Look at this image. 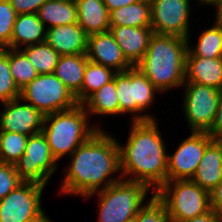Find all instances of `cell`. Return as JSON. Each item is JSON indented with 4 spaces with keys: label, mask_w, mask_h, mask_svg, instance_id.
Wrapping results in <instances>:
<instances>
[{
    "label": "cell",
    "mask_w": 222,
    "mask_h": 222,
    "mask_svg": "<svg viewBox=\"0 0 222 222\" xmlns=\"http://www.w3.org/2000/svg\"><path fill=\"white\" fill-rule=\"evenodd\" d=\"M17 15L8 0H0V46L3 49L10 48L11 35Z\"/></svg>",
    "instance_id": "obj_33"
},
{
    "label": "cell",
    "mask_w": 222,
    "mask_h": 222,
    "mask_svg": "<svg viewBox=\"0 0 222 222\" xmlns=\"http://www.w3.org/2000/svg\"><path fill=\"white\" fill-rule=\"evenodd\" d=\"M207 133L213 138V140L222 137V95L218 105V109L215 115L214 122Z\"/></svg>",
    "instance_id": "obj_36"
},
{
    "label": "cell",
    "mask_w": 222,
    "mask_h": 222,
    "mask_svg": "<svg viewBox=\"0 0 222 222\" xmlns=\"http://www.w3.org/2000/svg\"><path fill=\"white\" fill-rule=\"evenodd\" d=\"M23 182L13 164L0 162V200Z\"/></svg>",
    "instance_id": "obj_34"
},
{
    "label": "cell",
    "mask_w": 222,
    "mask_h": 222,
    "mask_svg": "<svg viewBox=\"0 0 222 222\" xmlns=\"http://www.w3.org/2000/svg\"><path fill=\"white\" fill-rule=\"evenodd\" d=\"M213 24L208 29H202L197 36L194 46L191 43L192 36L188 40V51L186 56H200L205 58H222V18L215 15Z\"/></svg>",
    "instance_id": "obj_22"
},
{
    "label": "cell",
    "mask_w": 222,
    "mask_h": 222,
    "mask_svg": "<svg viewBox=\"0 0 222 222\" xmlns=\"http://www.w3.org/2000/svg\"><path fill=\"white\" fill-rule=\"evenodd\" d=\"M13 165L23 181L44 186L50 183L51 177L60 167L42 132L29 136L24 154Z\"/></svg>",
    "instance_id": "obj_11"
},
{
    "label": "cell",
    "mask_w": 222,
    "mask_h": 222,
    "mask_svg": "<svg viewBox=\"0 0 222 222\" xmlns=\"http://www.w3.org/2000/svg\"><path fill=\"white\" fill-rule=\"evenodd\" d=\"M82 105L88 113L91 121L95 120L96 122L99 120V117L107 118V116H119V102L116 92L115 75L112 81L104 84L101 88L91 94ZM95 116H97V119Z\"/></svg>",
    "instance_id": "obj_23"
},
{
    "label": "cell",
    "mask_w": 222,
    "mask_h": 222,
    "mask_svg": "<svg viewBox=\"0 0 222 222\" xmlns=\"http://www.w3.org/2000/svg\"><path fill=\"white\" fill-rule=\"evenodd\" d=\"M17 14L37 13L46 0H8Z\"/></svg>",
    "instance_id": "obj_35"
},
{
    "label": "cell",
    "mask_w": 222,
    "mask_h": 222,
    "mask_svg": "<svg viewBox=\"0 0 222 222\" xmlns=\"http://www.w3.org/2000/svg\"><path fill=\"white\" fill-rule=\"evenodd\" d=\"M115 73L116 72L109 67L88 60L81 91L75 96L77 102L82 104L91 94L101 88L104 84L112 81Z\"/></svg>",
    "instance_id": "obj_27"
},
{
    "label": "cell",
    "mask_w": 222,
    "mask_h": 222,
    "mask_svg": "<svg viewBox=\"0 0 222 222\" xmlns=\"http://www.w3.org/2000/svg\"><path fill=\"white\" fill-rule=\"evenodd\" d=\"M158 121L130 122L127 141L117 139L122 178L142 183L153 193L167 182L169 147Z\"/></svg>",
    "instance_id": "obj_2"
},
{
    "label": "cell",
    "mask_w": 222,
    "mask_h": 222,
    "mask_svg": "<svg viewBox=\"0 0 222 222\" xmlns=\"http://www.w3.org/2000/svg\"><path fill=\"white\" fill-rule=\"evenodd\" d=\"M105 129L100 123H93L82 104L72 109L45 115L42 134L51 153L60 164L97 131Z\"/></svg>",
    "instance_id": "obj_4"
},
{
    "label": "cell",
    "mask_w": 222,
    "mask_h": 222,
    "mask_svg": "<svg viewBox=\"0 0 222 222\" xmlns=\"http://www.w3.org/2000/svg\"><path fill=\"white\" fill-rule=\"evenodd\" d=\"M46 41V28L37 13L19 14L13 26L11 49H22Z\"/></svg>",
    "instance_id": "obj_21"
},
{
    "label": "cell",
    "mask_w": 222,
    "mask_h": 222,
    "mask_svg": "<svg viewBox=\"0 0 222 222\" xmlns=\"http://www.w3.org/2000/svg\"><path fill=\"white\" fill-rule=\"evenodd\" d=\"M109 18L110 27H151L150 0H138L135 3L116 8L109 12Z\"/></svg>",
    "instance_id": "obj_26"
},
{
    "label": "cell",
    "mask_w": 222,
    "mask_h": 222,
    "mask_svg": "<svg viewBox=\"0 0 222 222\" xmlns=\"http://www.w3.org/2000/svg\"><path fill=\"white\" fill-rule=\"evenodd\" d=\"M86 56L88 60L123 72L133 67L109 31L88 35Z\"/></svg>",
    "instance_id": "obj_15"
},
{
    "label": "cell",
    "mask_w": 222,
    "mask_h": 222,
    "mask_svg": "<svg viewBox=\"0 0 222 222\" xmlns=\"http://www.w3.org/2000/svg\"><path fill=\"white\" fill-rule=\"evenodd\" d=\"M132 222H170V218L163 202L151 194Z\"/></svg>",
    "instance_id": "obj_32"
},
{
    "label": "cell",
    "mask_w": 222,
    "mask_h": 222,
    "mask_svg": "<svg viewBox=\"0 0 222 222\" xmlns=\"http://www.w3.org/2000/svg\"><path fill=\"white\" fill-rule=\"evenodd\" d=\"M0 131L16 132L26 136L41 132L45 115L21 98L2 102Z\"/></svg>",
    "instance_id": "obj_14"
},
{
    "label": "cell",
    "mask_w": 222,
    "mask_h": 222,
    "mask_svg": "<svg viewBox=\"0 0 222 222\" xmlns=\"http://www.w3.org/2000/svg\"><path fill=\"white\" fill-rule=\"evenodd\" d=\"M194 0H150L151 28L155 34L174 35L188 39ZM193 6V8L191 7ZM193 9V10H192ZM191 34V35H190Z\"/></svg>",
    "instance_id": "obj_12"
},
{
    "label": "cell",
    "mask_w": 222,
    "mask_h": 222,
    "mask_svg": "<svg viewBox=\"0 0 222 222\" xmlns=\"http://www.w3.org/2000/svg\"><path fill=\"white\" fill-rule=\"evenodd\" d=\"M29 136L0 131V162L14 164L24 154Z\"/></svg>",
    "instance_id": "obj_30"
},
{
    "label": "cell",
    "mask_w": 222,
    "mask_h": 222,
    "mask_svg": "<svg viewBox=\"0 0 222 222\" xmlns=\"http://www.w3.org/2000/svg\"><path fill=\"white\" fill-rule=\"evenodd\" d=\"M45 186L23 182L0 200V222H52L42 207Z\"/></svg>",
    "instance_id": "obj_10"
},
{
    "label": "cell",
    "mask_w": 222,
    "mask_h": 222,
    "mask_svg": "<svg viewBox=\"0 0 222 222\" xmlns=\"http://www.w3.org/2000/svg\"><path fill=\"white\" fill-rule=\"evenodd\" d=\"M194 3H199L197 4L198 6L200 5L199 7L213 6L212 8H214V11H217L222 6V0H198Z\"/></svg>",
    "instance_id": "obj_40"
},
{
    "label": "cell",
    "mask_w": 222,
    "mask_h": 222,
    "mask_svg": "<svg viewBox=\"0 0 222 222\" xmlns=\"http://www.w3.org/2000/svg\"><path fill=\"white\" fill-rule=\"evenodd\" d=\"M77 23L87 35L109 31V11L103 0H75Z\"/></svg>",
    "instance_id": "obj_20"
},
{
    "label": "cell",
    "mask_w": 222,
    "mask_h": 222,
    "mask_svg": "<svg viewBox=\"0 0 222 222\" xmlns=\"http://www.w3.org/2000/svg\"><path fill=\"white\" fill-rule=\"evenodd\" d=\"M149 193L154 194L146 185L122 178L83 199L90 200L96 196L97 222H127L134 220L140 208L151 197Z\"/></svg>",
    "instance_id": "obj_5"
},
{
    "label": "cell",
    "mask_w": 222,
    "mask_h": 222,
    "mask_svg": "<svg viewBox=\"0 0 222 222\" xmlns=\"http://www.w3.org/2000/svg\"><path fill=\"white\" fill-rule=\"evenodd\" d=\"M20 98L44 115L66 111L79 104L54 73L38 74L20 90Z\"/></svg>",
    "instance_id": "obj_8"
},
{
    "label": "cell",
    "mask_w": 222,
    "mask_h": 222,
    "mask_svg": "<svg viewBox=\"0 0 222 222\" xmlns=\"http://www.w3.org/2000/svg\"><path fill=\"white\" fill-rule=\"evenodd\" d=\"M215 12H214L215 15H217L218 17L222 18V6L217 11H215Z\"/></svg>",
    "instance_id": "obj_41"
},
{
    "label": "cell",
    "mask_w": 222,
    "mask_h": 222,
    "mask_svg": "<svg viewBox=\"0 0 222 222\" xmlns=\"http://www.w3.org/2000/svg\"><path fill=\"white\" fill-rule=\"evenodd\" d=\"M46 42L60 56L86 54L88 35L78 23L59 25L46 29Z\"/></svg>",
    "instance_id": "obj_16"
},
{
    "label": "cell",
    "mask_w": 222,
    "mask_h": 222,
    "mask_svg": "<svg viewBox=\"0 0 222 222\" xmlns=\"http://www.w3.org/2000/svg\"><path fill=\"white\" fill-rule=\"evenodd\" d=\"M177 222H222V216L213 211L212 209H210L208 212L204 214Z\"/></svg>",
    "instance_id": "obj_38"
},
{
    "label": "cell",
    "mask_w": 222,
    "mask_h": 222,
    "mask_svg": "<svg viewBox=\"0 0 222 222\" xmlns=\"http://www.w3.org/2000/svg\"><path fill=\"white\" fill-rule=\"evenodd\" d=\"M88 58L86 54L60 56L54 74L76 96L83 84Z\"/></svg>",
    "instance_id": "obj_24"
},
{
    "label": "cell",
    "mask_w": 222,
    "mask_h": 222,
    "mask_svg": "<svg viewBox=\"0 0 222 222\" xmlns=\"http://www.w3.org/2000/svg\"><path fill=\"white\" fill-rule=\"evenodd\" d=\"M210 206L213 211L222 216V180L210 192Z\"/></svg>",
    "instance_id": "obj_37"
},
{
    "label": "cell",
    "mask_w": 222,
    "mask_h": 222,
    "mask_svg": "<svg viewBox=\"0 0 222 222\" xmlns=\"http://www.w3.org/2000/svg\"><path fill=\"white\" fill-rule=\"evenodd\" d=\"M212 140L207 132L190 131L173 153L168 150L167 181L192 179Z\"/></svg>",
    "instance_id": "obj_13"
},
{
    "label": "cell",
    "mask_w": 222,
    "mask_h": 222,
    "mask_svg": "<svg viewBox=\"0 0 222 222\" xmlns=\"http://www.w3.org/2000/svg\"><path fill=\"white\" fill-rule=\"evenodd\" d=\"M136 1L138 0H103L109 12L116 8L135 3Z\"/></svg>",
    "instance_id": "obj_39"
},
{
    "label": "cell",
    "mask_w": 222,
    "mask_h": 222,
    "mask_svg": "<svg viewBox=\"0 0 222 222\" xmlns=\"http://www.w3.org/2000/svg\"><path fill=\"white\" fill-rule=\"evenodd\" d=\"M154 194L165 205L170 222L190 219L211 209L210 193L191 179L167 181Z\"/></svg>",
    "instance_id": "obj_7"
},
{
    "label": "cell",
    "mask_w": 222,
    "mask_h": 222,
    "mask_svg": "<svg viewBox=\"0 0 222 222\" xmlns=\"http://www.w3.org/2000/svg\"><path fill=\"white\" fill-rule=\"evenodd\" d=\"M191 180L209 193L222 180V148L216 140L207 145Z\"/></svg>",
    "instance_id": "obj_19"
},
{
    "label": "cell",
    "mask_w": 222,
    "mask_h": 222,
    "mask_svg": "<svg viewBox=\"0 0 222 222\" xmlns=\"http://www.w3.org/2000/svg\"><path fill=\"white\" fill-rule=\"evenodd\" d=\"M115 85L120 116L130 115L129 122L157 120V114L154 117L149 109L156 106L157 96L163 94L137 67L116 72Z\"/></svg>",
    "instance_id": "obj_6"
},
{
    "label": "cell",
    "mask_w": 222,
    "mask_h": 222,
    "mask_svg": "<svg viewBox=\"0 0 222 222\" xmlns=\"http://www.w3.org/2000/svg\"><path fill=\"white\" fill-rule=\"evenodd\" d=\"M9 65L14 82L19 90L38 76L34 66L20 49L9 48Z\"/></svg>",
    "instance_id": "obj_29"
},
{
    "label": "cell",
    "mask_w": 222,
    "mask_h": 222,
    "mask_svg": "<svg viewBox=\"0 0 222 222\" xmlns=\"http://www.w3.org/2000/svg\"><path fill=\"white\" fill-rule=\"evenodd\" d=\"M20 98L9 65V48L0 51V103Z\"/></svg>",
    "instance_id": "obj_31"
},
{
    "label": "cell",
    "mask_w": 222,
    "mask_h": 222,
    "mask_svg": "<svg viewBox=\"0 0 222 222\" xmlns=\"http://www.w3.org/2000/svg\"><path fill=\"white\" fill-rule=\"evenodd\" d=\"M20 50L27 56L38 74L54 73L60 55L46 41L25 46Z\"/></svg>",
    "instance_id": "obj_28"
},
{
    "label": "cell",
    "mask_w": 222,
    "mask_h": 222,
    "mask_svg": "<svg viewBox=\"0 0 222 222\" xmlns=\"http://www.w3.org/2000/svg\"><path fill=\"white\" fill-rule=\"evenodd\" d=\"M182 90L180 106L189 132H207L214 122L222 90L194 82H185Z\"/></svg>",
    "instance_id": "obj_9"
},
{
    "label": "cell",
    "mask_w": 222,
    "mask_h": 222,
    "mask_svg": "<svg viewBox=\"0 0 222 222\" xmlns=\"http://www.w3.org/2000/svg\"><path fill=\"white\" fill-rule=\"evenodd\" d=\"M45 28L77 23L75 0H46L37 12Z\"/></svg>",
    "instance_id": "obj_25"
},
{
    "label": "cell",
    "mask_w": 222,
    "mask_h": 222,
    "mask_svg": "<svg viewBox=\"0 0 222 222\" xmlns=\"http://www.w3.org/2000/svg\"><path fill=\"white\" fill-rule=\"evenodd\" d=\"M219 144H220V146H221V148H222V137H220V138H218V139H215Z\"/></svg>",
    "instance_id": "obj_42"
},
{
    "label": "cell",
    "mask_w": 222,
    "mask_h": 222,
    "mask_svg": "<svg viewBox=\"0 0 222 222\" xmlns=\"http://www.w3.org/2000/svg\"><path fill=\"white\" fill-rule=\"evenodd\" d=\"M110 32L126 59L135 66L146 54L151 36V27L115 26Z\"/></svg>",
    "instance_id": "obj_17"
},
{
    "label": "cell",
    "mask_w": 222,
    "mask_h": 222,
    "mask_svg": "<svg viewBox=\"0 0 222 222\" xmlns=\"http://www.w3.org/2000/svg\"><path fill=\"white\" fill-rule=\"evenodd\" d=\"M105 130L97 131L68 157L57 195L83 199L122 179L116 136Z\"/></svg>",
    "instance_id": "obj_1"
},
{
    "label": "cell",
    "mask_w": 222,
    "mask_h": 222,
    "mask_svg": "<svg viewBox=\"0 0 222 222\" xmlns=\"http://www.w3.org/2000/svg\"><path fill=\"white\" fill-rule=\"evenodd\" d=\"M188 40L153 34L144 57L135 65L163 95L181 90L185 83ZM177 88V89H176Z\"/></svg>",
    "instance_id": "obj_3"
},
{
    "label": "cell",
    "mask_w": 222,
    "mask_h": 222,
    "mask_svg": "<svg viewBox=\"0 0 222 222\" xmlns=\"http://www.w3.org/2000/svg\"><path fill=\"white\" fill-rule=\"evenodd\" d=\"M185 82L222 90V58L186 56Z\"/></svg>",
    "instance_id": "obj_18"
}]
</instances>
